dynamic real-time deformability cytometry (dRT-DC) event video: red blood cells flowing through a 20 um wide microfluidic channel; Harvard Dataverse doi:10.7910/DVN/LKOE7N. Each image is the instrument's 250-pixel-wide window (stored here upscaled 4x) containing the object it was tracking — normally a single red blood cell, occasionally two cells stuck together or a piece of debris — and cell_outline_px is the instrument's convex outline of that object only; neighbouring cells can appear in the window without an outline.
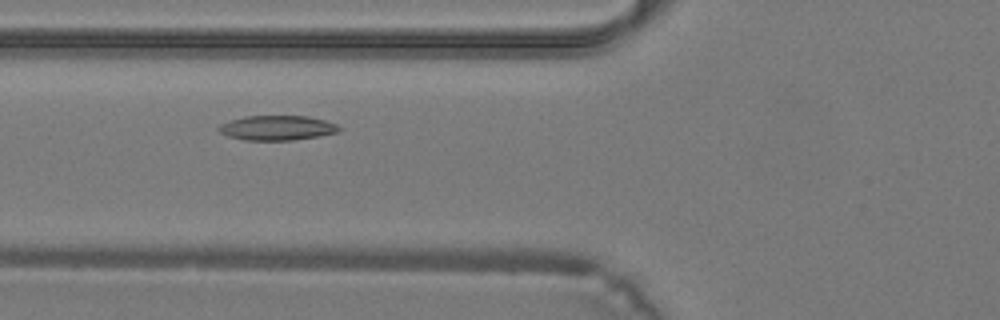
{"species": "common noctule bat (a hibernating species)", "species_latin": "Nyctalus noctula", "temperature_condition": "warm", "stored_images_in_passage": 31, "camera_frame_rate_fps": 3000, "um_per_image_px": 0.085, "animal": {"sex": "male", "body_mass_g": 19.2, "forearm_length_mm": 51.8}, "frame": {"image": 1, "passage_image": 8, "time_ms": 2.333, "image_size_px": [1000, 320], "cell_outline_px": [[344, 128], [336, 132], [320, 136], [292, 140], [244, 140], [228, 136], [220, 132], [216, 128], [220, 124], [244, 116], [308, 116], [324, 120], [336, 124]], "centroid_in_image_um": [23.56, 10.87], "position_along_channel_um": 102.2, "area_um2": 17.34}}
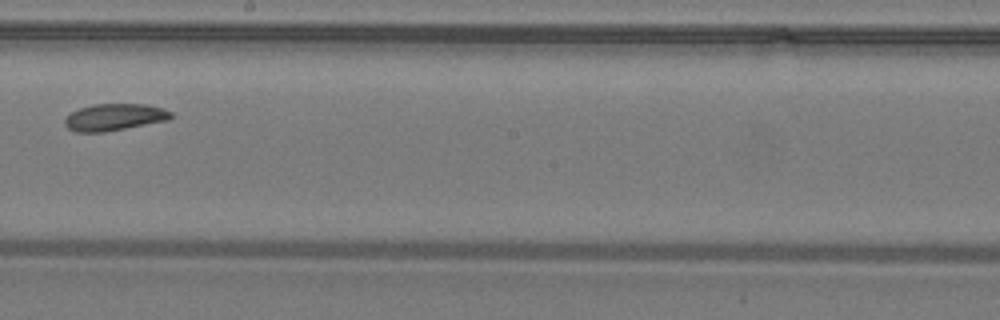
{"frame": {"image": 2, "passage_image": 16, "time_ms": 5.0, "image_size_px": [1000, 320], "cell_outline_px": [[172, 116], [168, 120], [104, 132], [76, 132], [68, 128], [64, 124], [64, 116], [80, 108], [92, 104], [144, 104], [164, 108], [172, 112]], "centroid_in_image_um": [9.7, 9.95], "position_along_channel_um": 238.5, "area_um2": 16.65}}
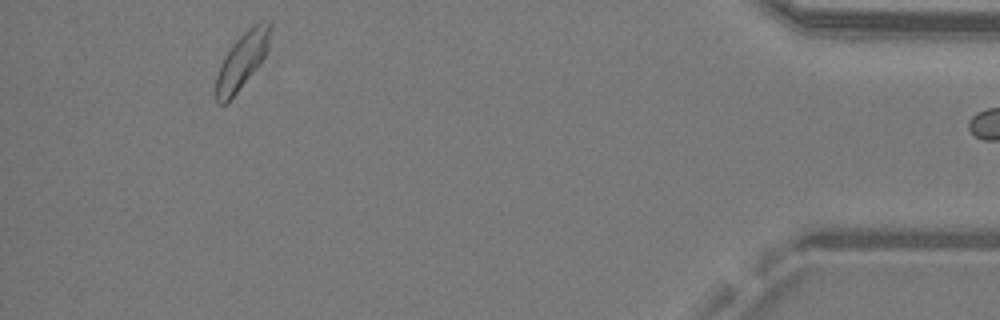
{"frame": {"image": 3, "passage_image": 30, "time_ms": 9.667, "image_size_px": [1000, 320], "cell_outline_px": [[272, 24], [268, 48], [264, 56], [252, 72], [236, 92], [224, 104], [216, 104], [216, 76], [220, 64], [224, 56], [232, 44], [252, 24], [260, 20], [272, 20]], "centroid_in_image_um": [20.58, 5.07], "position_along_channel_um": 414.6, "area_um2": 17.51}}